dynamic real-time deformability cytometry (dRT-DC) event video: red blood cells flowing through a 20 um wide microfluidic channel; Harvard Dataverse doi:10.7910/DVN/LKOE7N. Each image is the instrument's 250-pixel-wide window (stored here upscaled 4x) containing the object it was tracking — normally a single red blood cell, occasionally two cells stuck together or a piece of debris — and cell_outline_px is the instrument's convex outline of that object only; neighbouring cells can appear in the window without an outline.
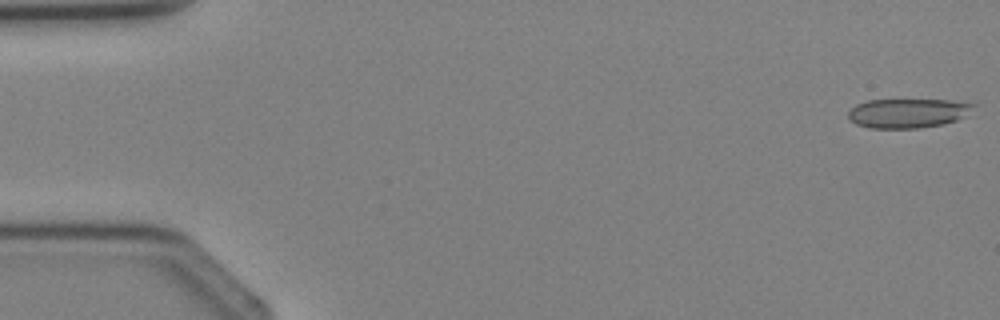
{"species": "Egyptian fruit bat (a non-hibernating species)", "species_latin": "Rousettus aegyptiacus", "temperature_condition": "cold", "stored_images_in_passage": 3, "camera_frame_rate_fps": 3000, "um_per_image_px": 0.085, "animal": {"sex": "female"}, "frame": {"image": 1, "passage_image": 1, "time_ms": 0.0, "image_size_px": [1000, 320], "cell_outline_px": [[976, 104], [956, 120], [944, 124], [916, 128], [868, 128], [856, 124], [848, 120], [848, 112], [856, 104], [868, 100], [948, 100]], "centroid_in_image_um": [77.06, 9.62], "position_along_channel_um": 7.9, "area_um2": 21.1}}